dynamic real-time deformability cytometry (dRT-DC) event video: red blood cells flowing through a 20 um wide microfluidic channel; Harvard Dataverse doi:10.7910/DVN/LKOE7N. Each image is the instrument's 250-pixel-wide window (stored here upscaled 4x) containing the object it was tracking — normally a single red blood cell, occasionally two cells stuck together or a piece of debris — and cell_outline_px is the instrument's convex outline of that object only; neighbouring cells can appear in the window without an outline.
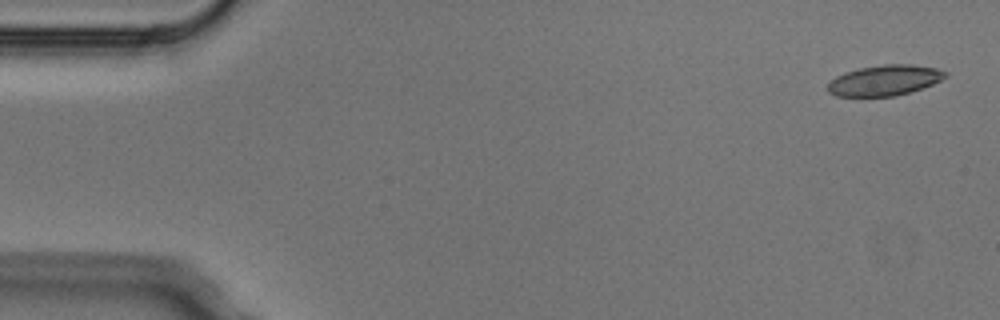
{"species": "Egyptian fruit bat (a non-hibernating species)", "species_latin": "Rousettus aegyptiacus", "temperature_condition": "cold", "stored_images_in_passage": 4, "camera_frame_rate_fps": 3000, "um_per_image_px": 0.085, "animal": {"sex": "male"}, "frame": {"image": 1, "passage_image": 1, "time_ms": 0.0, "image_size_px": [1000, 320], "cell_outline_px": [[948, 76], [932, 84], [896, 96], [836, 96], [828, 92], [828, 84], [836, 76], [844, 72], [860, 68], [884, 64], [912, 64], [936, 68], [948, 72]], "centroid_in_image_um": [75.19, 6.82], "position_along_channel_um": 9.8, "area_um2": 20.81}}
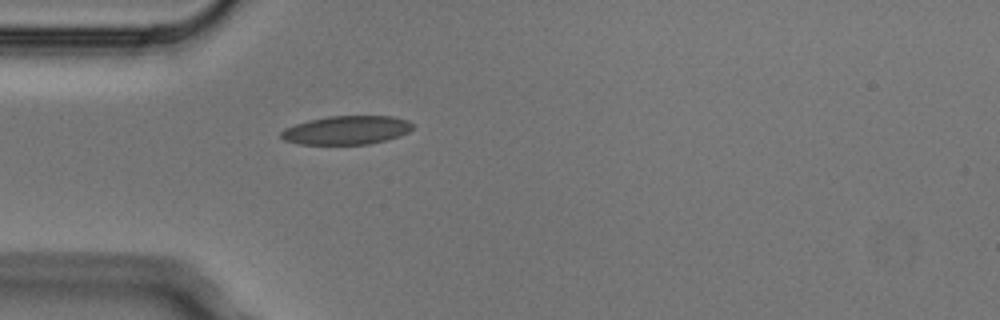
{"frame": {"image": 2, "passage_image": 4, "time_ms": 1.0, "image_size_px": [1000, 320], "cell_outline_px": [[412, 128], [408, 132], [400, 136], [388, 140], [368, 144], [296, 144], [284, 140], [280, 136], [280, 132], [284, 128], [308, 120], [328, 116], [392, 116], [408, 120], [412, 124]], "centroid_in_image_um": [29.44, 11.06], "position_along_channel_um": 55.6, "area_um2": 22.08}}